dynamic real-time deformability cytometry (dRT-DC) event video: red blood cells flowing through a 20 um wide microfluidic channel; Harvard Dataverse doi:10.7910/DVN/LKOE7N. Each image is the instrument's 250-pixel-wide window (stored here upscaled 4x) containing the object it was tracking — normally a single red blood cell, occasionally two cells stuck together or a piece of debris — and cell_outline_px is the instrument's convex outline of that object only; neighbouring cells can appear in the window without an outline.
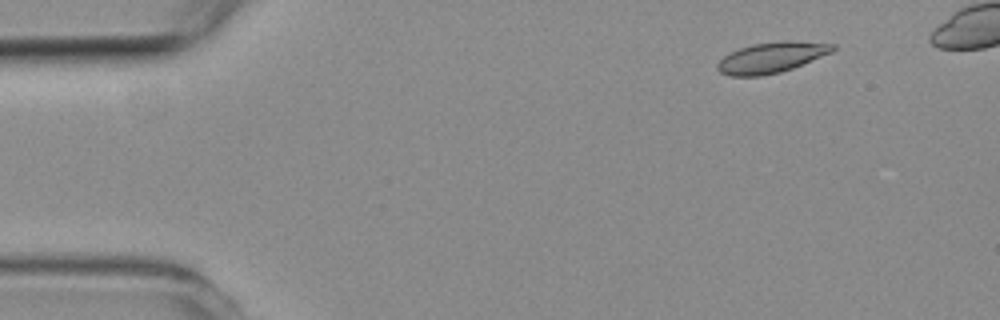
{"species": "common noctule bat (a hibernating species)", "species_latin": "Nyctalus noctula", "temperature_condition": "room temperature", "stored_images_in_passage": 5, "camera_frame_rate_fps": 3000, "um_per_image_px": 0.085, "animal": {"sex": "female", "body_mass_g": 19.3, "forearm_length_mm": 54.1}, "frame": {"image": 1, "passage_image": 2, "time_ms": 1.333, "image_size_px": [1000, 320], "cell_outline_px": [[836, 48], [832, 52], [792, 68], [780, 72], [760, 76], [728, 76], [720, 72], [716, 68], [716, 64], [724, 56], [740, 48], [752, 44], [788, 40], [792, 40], [836, 44]], "centroid_in_image_um": [65.57, 4.88], "position_along_channel_um": 19.4, "area_um2": 20.52}}